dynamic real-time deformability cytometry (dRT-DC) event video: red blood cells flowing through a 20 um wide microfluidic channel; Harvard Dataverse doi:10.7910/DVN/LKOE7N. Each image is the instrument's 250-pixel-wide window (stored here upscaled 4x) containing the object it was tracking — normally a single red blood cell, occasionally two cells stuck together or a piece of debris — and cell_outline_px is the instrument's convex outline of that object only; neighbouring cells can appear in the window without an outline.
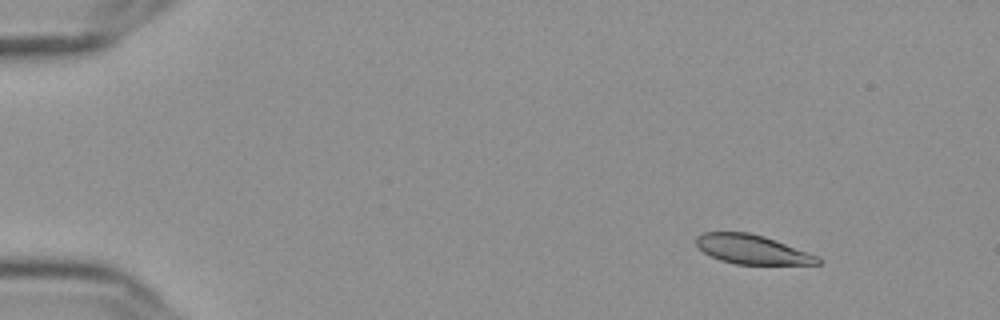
{"species": "Egyptian fruit bat (a non-hibernating species)", "species_latin": "Rousettus aegyptiacus", "temperature_condition": "cold", "stored_images_in_passage": 54, "camera_frame_rate_fps": 3000, "um_per_image_px": 0.085, "frame": {"image": 1, "passage_image": 4, "time_ms": 1.0, "image_size_px": [1000, 320], "cell_outline_px": [[820, 264], [736, 264], [720, 260], [704, 252], [696, 244], [696, 236], [704, 232], [748, 232], [764, 236], [820, 256]], "centroid_in_image_um": [63.94, 21.2], "position_along_channel_um": 21.1, "area_um2": 20.58}}
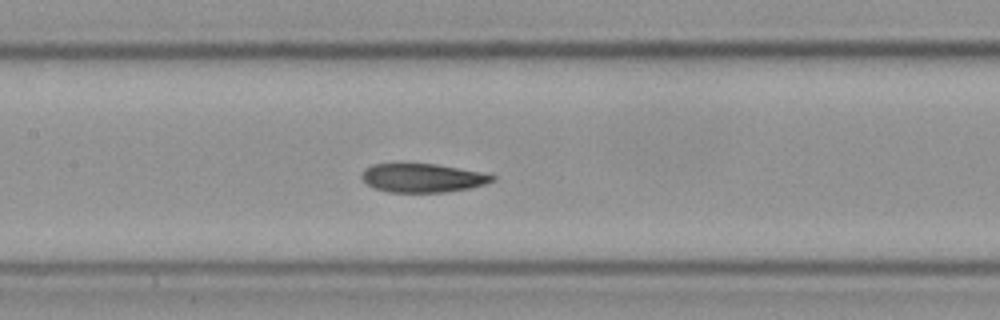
{"frame": {"image": 2, "passage_image": 25, "time_ms": 8.0, "image_size_px": [1000, 320], "cell_outline_px": [[496, 180], [484, 184], [468, 188], [444, 192], [388, 192], [376, 188], [368, 184], [360, 176], [364, 168], [372, 164], [436, 164], [480, 172], [496, 176]], "centroid_in_image_um": [35.9, 15.12], "position_along_channel_um": 171.5, "area_um2": 21.62}}
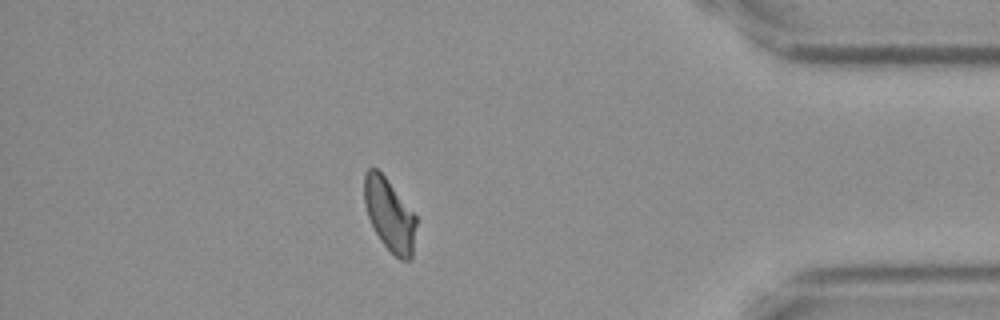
{"frame": {"image": 3, "passage_image": 47, "time_ms": 15.333, "image_size_px": [1000, 320], "cell_outline_px": [[416, 224], [412, 260], [400, 260], [380, 240], [368, 216], [364, 204], [364, 176], [368, 168], [376, 168], [384, 176], [416, 216]], "centroid_in_image_um": [33.11, 18.27], "position_along_channel_um": 402.1, "area_um2": 21.56}, "authors_computed_cell_mechanics": {"area_um2": 22.4264, "velocity_mm_per_s": 3.6066, "shape_relaxation_time_tau1_ms": 10.3902, "shape_relaxation_time_tau2_ms": 4.6007, "deformation_change_tau1": 0.2146, "deformation_change_tau2": 0.0936}}